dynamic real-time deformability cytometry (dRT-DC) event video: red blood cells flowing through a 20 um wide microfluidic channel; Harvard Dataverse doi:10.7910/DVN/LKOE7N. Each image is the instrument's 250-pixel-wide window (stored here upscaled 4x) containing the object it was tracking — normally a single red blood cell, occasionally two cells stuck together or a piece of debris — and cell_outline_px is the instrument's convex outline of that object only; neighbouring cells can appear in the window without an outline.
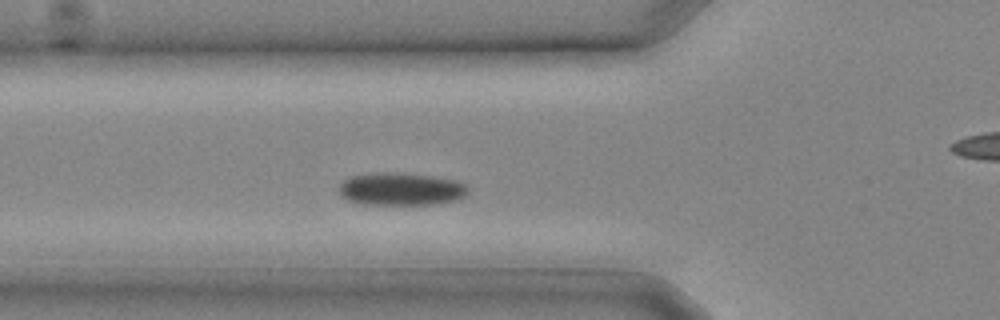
{"species": "common noctule bat (a hibernating species)", "species_latin": "Nyctalus noctula", "temperature_condition": "cold", "stored_images_in_passage": 8, "camera_frame_rate_fps": 3000, "um_per_image_px": 0.085, "animal": {"sex": "male", "body_mass_g": 20.4}, "frame": {"image": 1, "passage_image": 6, "time_ms": 1.667, "image_size_px": [1000, 320], "cell_outline_px": [[468, 192], [460, 200], [432, 204], [364, 204], [348, 200], [340, 192], [340, 184], [348, 176], [376, 172], [400, 172], [432, 176], [456, 180], [464, 184], [468, 188]], "centroid_in_image_um": [34.1, 16.05], "position_along_channel_um": 91.7, "area_um2": 24.68}}
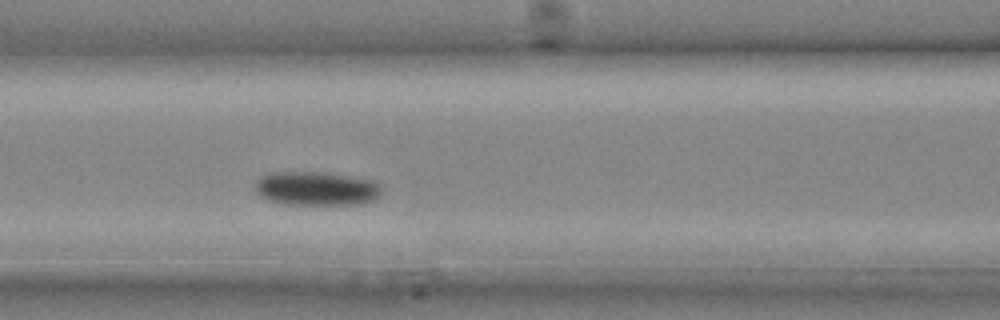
{"frame": {"image": 2, "passage_image": 8, "time_ms": 2.333, "image_size_px": [1000, 320], "cell_outline_px": [[380, 196], [372, 200], [360, 204], [280, 204], [268, 200], [260, 196], [256, 192], [256, 180], [268, 172], [328, 172], [368, 180], [380, 184]], "centroid_in_image_um": [26.84, 16.02], "position_along_channel_um": 139.8, "area_um2": 24.97}}